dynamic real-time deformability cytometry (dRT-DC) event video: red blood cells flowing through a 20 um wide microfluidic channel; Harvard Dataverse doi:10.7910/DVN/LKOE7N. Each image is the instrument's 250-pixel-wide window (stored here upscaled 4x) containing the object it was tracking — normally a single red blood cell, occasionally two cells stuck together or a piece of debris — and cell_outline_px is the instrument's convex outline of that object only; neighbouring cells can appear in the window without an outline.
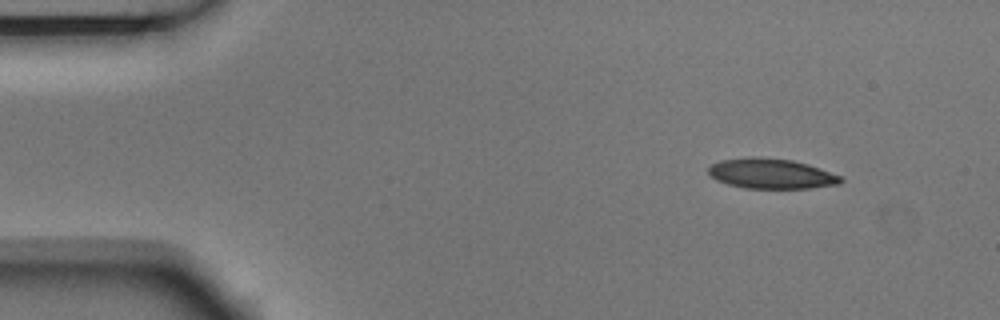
{"species": "Egyptian fruit bat (a non-hibernating species)", "species_latin": "Rousettus aegyptiacus", "temperature_condition": "room temperature", "stored_images_in_passage": 5, "camera_frame_rate_fps": 3000, "um_per_image_px": 0.085, "animal": {"sex": "male"}, "frame": {"image": 1, "passage_image": 1, "time_ms": 0.0, "image_size_px": [1000, 320], "cell_outline_px": [[844, 180], [840, 184], [808, 188], [748, 188], [728, 184], [716, 180], [708, 172], [708, 168], [712, 164], [720, 160], [748, 156], [752, 156], [792, 160], [808, 164], [844, 176]], "centroid_in_image_um": [65.59, 14.75], "position_along_channel_um": 19.4, "area_um2": 23.35}}
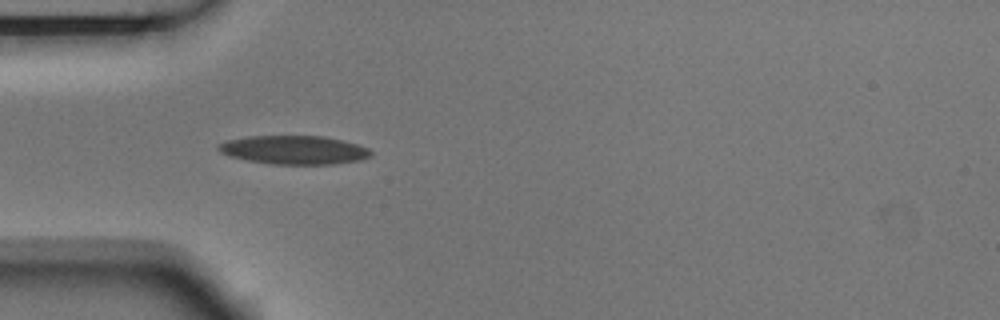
{"frame": {"image": 2, "passage_image": 4, "time_ms": 1.0, "image_size_px": [1000, 320], "cell_outline_px": [[372, 156], [360, 160], [336, 164], [272, 164], [248, 160], [228, 156], [220, 152], [216, 148], [216, 144], [228, 140], [248, 136], [324, 136], [344, 140], [368, 148], [372, 152]], "centroid_in_image_um": [24.99, 12.74], "position_along_channel_um": 60.0, "area_um2": 25.61}}
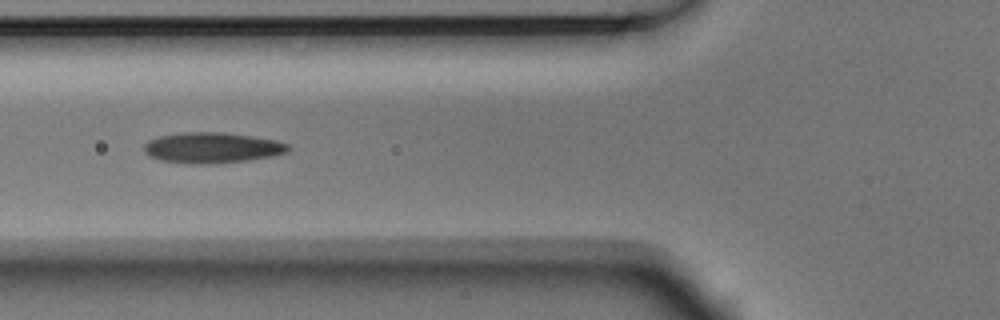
{"frame": {"image": 3, "passage_image": 5, "time_ms": 1.333, "image_size_px": [1000, 320], "cell_outline_px": [[292, 148], [288, 152], [272, 156], [248, 160], [208, 164], [160, 160], [144, 152], [144, 144], [148, 140], [160, 136], [180, 132], [224, 132], [252, 136], [276, 140], [288, 144]], "centroid_in_image_um": [18.07, 12.54], "position_along_channel_um": 107.7, "area_um2": 25.61}}